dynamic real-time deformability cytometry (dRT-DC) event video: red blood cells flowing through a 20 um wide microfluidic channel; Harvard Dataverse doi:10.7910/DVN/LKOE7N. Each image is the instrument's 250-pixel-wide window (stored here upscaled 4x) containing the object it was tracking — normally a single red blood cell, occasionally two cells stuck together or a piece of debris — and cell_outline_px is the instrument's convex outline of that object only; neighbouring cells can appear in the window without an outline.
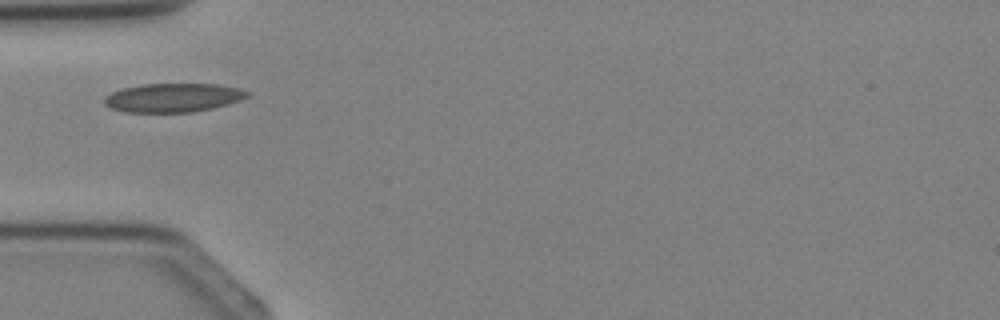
{"species": "Egyptian fruit bat (a non-hibernating species)", "species_latin": "Rousettus aegyptiacus", "temperature_condition": "cold", "stored_images_in_passage": 2, "camera_frame_rate_fps": 3000, "um_per_image_px": 0.085, "animal": {"sex": "female"}, "frame": {"image": 1, "passage_image": 2, "time_ms": 1.0, "image_size_px": [1000, 320], "cell_outline_px": [[252, 92], [248, 96], [240, 100], [228, 104], [212, 108], [192, 112], [124, 112], [112, 108], [104, 104], [104, 96], [120, 88], [140, 84], [216, 84], [240, 88]], "centroid_in_image_um": [14.71, 8.29], "position_along_channel_um": 70.3, "area_um2": 24.16}}